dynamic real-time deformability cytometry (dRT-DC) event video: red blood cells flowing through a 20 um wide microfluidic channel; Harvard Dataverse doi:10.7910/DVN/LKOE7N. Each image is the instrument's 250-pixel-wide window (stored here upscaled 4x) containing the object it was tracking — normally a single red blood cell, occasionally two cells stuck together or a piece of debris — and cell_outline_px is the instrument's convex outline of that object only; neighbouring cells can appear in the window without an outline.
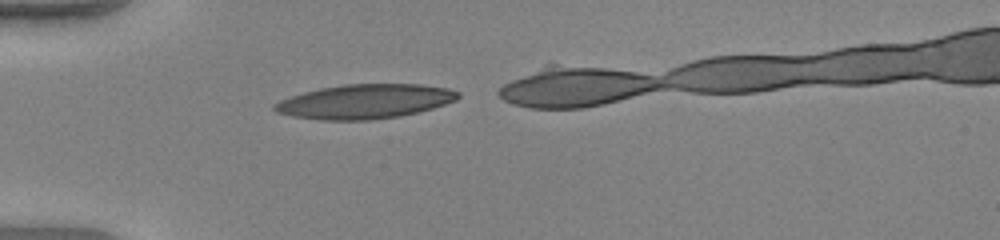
{"species": "human", "species_latin": "Homo sapiens", "temperature_condition": "warm", "stored_images_in_passage": 28, "camera_frame_rate_fps": 3000, "um_per_image_px": 0.085, "donor": {"sex": "female"}, "frame": {"image": 1, "passage_image": 1, "time_ms": 0.0, "image_size_px": [1000, 240], "cell_outline_px": [[460, 96], [456, 100], [432, 108], [400, 116], [368, 120], [320, 120], [292, 116], [276, 112], [272, 108], [272, 104], [280, 100], [304, 92], [320, 88], [344, 84], [420, 84], [448, 88], [460, 92]], "centroid_in_image_um": [31.0, 8.62], "position_along_channel_um": 54.0, "area_um2": 36.7}}
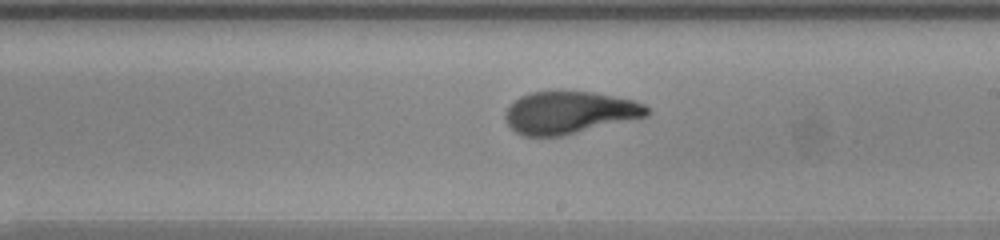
{"frame": {"image": 2, "passage_image": 16, "time_ms": 5.0, "image_size_px": [1000, 240], "cell_outline_px": [[652, 112], [648, 116], [564, 136], [524, 136], [516, 132], [504, 120], [504, 112], [508, 104], [520, 96], [532, 92], [592, 92], [636, 100], [644, 104]], "centroid_in_image_um": [48.4, 9.58], "position_along_channel_um": 240.6, "area_um2": 35.26}}
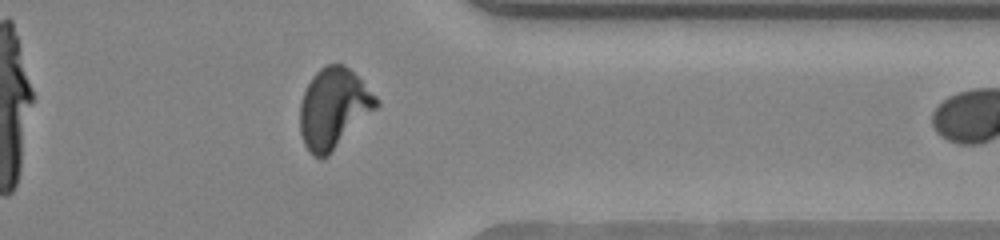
{"frame": {"image": 3, "passage_image": 27, "time_ms": 8.667, "image_size_px": [1000, 240], "cell_outline_px": [[380, 104], [324, 160], [312, 156], [304, 144], [300, 132], [300, 104], [304, 92], [312, 76], [320, 68], [328, 64], [344, 64], [380, 100]], "centroid_in_image_um": [28.33, 9.23], "position_along_channel_um": 383.1, "area_um2": 35.37}}